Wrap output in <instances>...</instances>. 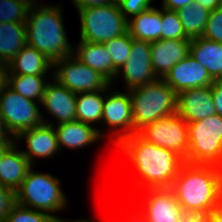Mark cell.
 Instances as JSON below:
<instances>
[{
    "label": "cell",
    "mask_w": 222,
    "mask_h": 222,
    "mask_svg": "<svg viewBox=\"0 0 222 222\" xmlns=\"http://www.w3.org/2000/svg\"><path fill=\"white\" fill-rule=\"evenodd\" d=\"M119 148L139 174L136 187L170 188L185 160L175 151L146 142L137 133L121 140Z\"/></svg>",
    "instance_id": "1"
},
{
    "label": "cell",
    "mask_w": 222,
    "mask_h": 222,
    "mask_svg": "<svg viewBox=\"0 0 222 222\" xmlns=\"http://www.w3.org/2000/svg\"><path fill=\"white\" fill-rule=\"evenodd\" d=\"M170 189L181 208L211 211L222 204V174L216 165L185 162Z\"/></svg>",
    "instance_id": "2"
},
{
    "label": "cell",
    "mask_w": 222,
    "mask_h": 222,
    "mask_svg": "<svg viewBox=\"0 0 222 222\" xmlns=\"http://www.w3.org/2000/svg\"><path fill=\"white\" fill-rule=\"evenodd\" d=\"M62 5L38 4L30 7L26 21L27 45L37 49L52 63L73 55L67 37Z\"/></svg>",
    "instance_id": "3"
},
{
    "label": "cell",
    "mask_w": 222,
    "mask_h": 222,
    "mask_svg": "<svg viewBox=\"0 0 222 222\" xmlns=\"http://www.w3.org/2000/svg\"><path fill=\"white\" fill-rule=\"evenodd\" d=\"M127 91L132 103L134 134L149 123L177 114V94L161 78Z\"/></svg>",
    "instance_id": "4"
},
{
    "label": "cell",
    "mask_w": 222,
    "mask_h": 222,
    "mask_svg": "<svg viewBox=\"0 0 222 222\" xmlns=\"http://www.w3.org/2000/svg\"><path fill=\"white\" fill-rule=\"evenodd\" d=\"M28 170L20 188L15 192L16 203L27 208L42 211L55 217V212L67 208V199L61 180L51 173Z\"/></svg>",
    "instance_id": "5"
},
{
    "label": "cell",
    "mask_w": 222,
    "mask_h": 222,
    "mask_svg": "<svg viewBox=\"0 0 222 222\" xmlns=\"http://www.w3.org/2000/svg\"><path fill=\"white\" fill-rule=\"evenodd\" d=\"M77 12L81 41L103 44L128 32V20L116 3L81 8Z\"/></svg>",
    "instance_id": "6"
},
{
    "label": "cell",
    "mask_w": 222,
    "mask_h": 222,
    "mask_svg": "<svg viewBox=\"0 0 222 222\" xmlns=\"http://www.w3.org/2000/svg\"><path fill=\"white\" fill-rule=\"evenodd\" d=\"M187 124L189 149L185 162L217 165L222 155V117L216 113Z\"/></svg>",
    "instance_id": "7"
},
{
    "label": "cell",
    "mask_w": 222,
    "mask_h": 222,
    "mask_svg": "<svg viewBox=\"0 0 222 222\" xmlns=\"http://www.w3.org/2000/svg\"><path fill=\"white\" fill-rule=\"evenodd\" d=\"M24 98L8 85L0 95V116L7 133L16 138L21 132L44 123L40 102Z\"/></svg>",
    "instance_id": "8"
},
{
    "label": "cell",
    "mask_w": 222,
    "mask_h": 222,
    "mask_svg": "<svg viewBox=\"0 0 222 222\" xmlns=\"http://www.w3.org/2000/svg\"><path fill=\"white\" fill-rule=\"evenodd\" d=\"M52 72L53 79L75 93L113 88L105 76L86 66L73 55L55 61Z\"/></svg>",
    "instance_id": "9"
},
{
    "label": "cell",
    "mask_w": 222,
    "mask_h": 222,
    "mask_svg": "<svg viewBox=\"0 0 222 222\" xmlns=\"http://www.w3.org/2000/svg\"><path fill=\"white\" fill-rule=\"evenodd\" d=\"M137 134L146 142L175 151L184 159L189 149L188 124L174 114L145 125Z\"/></svg>",
    "instance_id": "10"
},
{
    "label": "cell",
    "mask_w": 222,
    "mask_h": 222,
    "mask_svg": "<svg viewBox=\"0 0 222 222\" xmlns=\"http://www.w3.org/2000/svg\"><path fill=\"white\" fill-rule=\"evenodd\" d=\"M109 91L110 89H106L101 123L106 124L111 131L115 130L111 132V138L116 146L121 140L134 134L132 103L127 90L119 92L112 89L108 94Z\"/></svg>",
    "instance_id": "11"
},
{
    "label": "cell",
    "mask_w": 222,
    "mask_h": 222,
    "mask_svg": "<svg viewBox=\"0 0 222 222\" xmlns=\"http://www.w3.org/2000/svg\"><path fill=\"white\" fill-rule=\"evenodd\" d=\"M122 77L125 90H130L156 81L151 64L150 42L132 38L131 52L128 60L116 73L115 79Z\"/></svg>",
    "instance_id": "12"
},
{
    "label": "cell",
    "mask_w": 222,
    "mask_h": 222,
    "mask_svg": "<svg viewBox=\"0 0 222 222\" xmlns=\"http://www.w3.org/2000/svg\"><path fill=\"white\" fill-rule=\"evenodd\" d=\"M140 211L149 222H181V205L170 188L145 189Z\"/></svg>",
    "instance_id": "13"
},
{
    "label": "cell",
    "mask_w": 222,
    "mask_h": 222,
    "mask_svg": "<svg viewBox=\"0 0 222 222\" xmlns=\"http://www.w3.org/2000/svg\"><path fill=\"white\" fill-rule=\"evenodd\" d=\"M51 80L53 82L47 84L40 105L57 121L56 124L53 122L50 123L45 117L43 118L44 123L59 125L76 121L77 93L60 85L55 79L51 78Z\"/></svg>",
    "instance_id": "14"
},
{
    "label": "cell",
    "mask_w": 222,
    "mask_h": 222,
    "mask_svg": "<svg viewBox=\"0 0 222 222\" xmlns=\"http://www.w3.org/2000/svg\"><path fill=\"white\" fill-rule=\"evenodd\" d=\"M163 80L176 94L189 88L211 86L214 79L208 70L198 63L190 54L176 63Z\"/></svg>",
    "instance_id": "15"
},
{
    "label": "cell",
    "mask_w": 222,
    "mask_h": 222,
    "mask_svg": "<svg viewBox=\"0 0 222 222\" xmlns=\"http://www.w3.org/2000/svg\"><path fill=\"white\" fill-rule=\"evenodd\" d=\"M25 140L26 150H21L25 157L33 166L37 158H51L60 152L57 135L53 125L43 123L29 130L21 132L16 138L15 143L19 144ZM19 141V142H18ZM36 159V161H35Z\"/></svg>",
    "instance_id": "16"
},
{
    "label": "cell",
    "mask_w": 222,
    "mask_h": 222,
    "mask_svg": "<svg viewBox=\"0 0 222 222\" xmlns=\"http://www.w3.org/2000/svg\"><path fill=\"white\" fill-rule=\"evenodd\" d=\"M177 114L187 123L216 114L211 86L189 88L177 94Z\"/></svg>",
    "instance_id": "17"
},
{
    "label": "cell",
    "mask_w": 222,
    "mask_h": 222,
    "mask_svg": "<svg viewBox=\"0 0 222 222\" xmlns=\"http://www.w3.org/2000/svg\"><path fill=\"white\" fill-rule=\"evenodd\" d=\"M191 39L155 40L150 43L152 69L163 79L170 69L190 54Z\"/></svg>",
    "instance_id": "18"
},
{
    "label": "cell",
    "mask_w": 222,
    "mask_h": 222,
    "mask_svg": "<svg viewBox=\"0 0 222 222\" xmlns=\"http://www.w3.org/2000/svg\"><path fill=\"white\" fill-rule=\"evenodd\" d=\"M53 126L57 135L60 151L62 146L71 150H78L101 142L102 139L96 127L77 120Z\"/></svg>",
    "instance_id": "19"
},
{
    "label": "cell",
    "mask_w": 222,
    "mask_h": 222,
    "mask_svg": "<svg viewBox=\"0 0 222 222\" xmlns=\"http://www.w3.org/2000/svg\"><path fill=\"white\" fill-rule=\"evenodd\" d=\"M31 167L29 160L15 143L0 161V185L16 192Z\"/></svg>",
    "instance_id": "20"
},
{
    "label": "cell",
    "mask_w": 222,
    "mask_h": 222,
    "mask_svg": "<svg viewBox=\"0 0 222 222\" xmlns=\"http://www.w3.org/2000/svg\"><path fill=\"white\" fill-rule=\"evenodd\" d=\"M190 55L208 70L214 80L222 79V43L202 36L192 38Z\"/></svg>",
    "instance_id": "21"
},
{
    "label": "cell",
    "mask_w": 222,
    "mask_h": 222,
    "mask_svg": "<svg viewBox=\"0 0 222 222\" xmlns=\"http://www.w3.org/2000/svg\"><path fill=\"white\" fill-rule=\"evenodd\" d=\"M8 74L47 75L53 63L37 49L26 45L7 65Z\"/></svg>",
    "instance_id": "22"
},
{
    "label": "cell",
    "mask_w": 222,
    "mask_h": 222,
    "mask_svg": "<svg viewBox=\"0 0 222 222\" xmlns=\"http://www.w3.org/2000/svg\"><path fill=\"white\" fill-rule=\"evenodd\" d=\"M106 47L101 43L79 40L73 56L80 62L98 71L112 83V59Z\"/></svg>",
    "instance_id": "23"
},
{
    "label": "cell",
    "mask_w": 222,
    "mask_h": 222,
    "mask_svg": "<svg viewBox=\"0 0 222 222\" xmlns=\"http://www.w3.org/2000/svg\"><path fill=\"white\" fill-rule=\"evenodd\" d=\"M161 9L152 8L128 20V32L133 39L147 42L161 40Z\"/></svg>",
    "instance_id": "24"
},
{
    "label": "cell",
    "mask_w": 222,
    "mask_h": 222,
    "mask_svg": "<svg viewBox=\"0 0 222 222\" xmlns=\"http://www.w3.org/2000/svg\"><path fill=\"white\" fill-rule=\"evenodd\" d=\"M26 45V23H0V64L7 65Z\"/></svg>",
    "instance_id": "25"
},
{
    "label": "cell",
    "mask_w": 222,
    "mask_h": 222,
    "mask_svg": "<svg viewBox=\"0 0 222 222\" xmlns=\"http://www.w3.org/2000/svg\"><path fill=\"white\" fill-rule=\"evenodd\" d=\"M106 90H99L94 92H79L76 97V120L94 125L98 129L101 137L104 136V132H101L95 124L101 123L102 112Z\"/></svg>",
    "instance_id": "26"
},
{
    "label": "cell",
    "mask_w": 222,
    "mask_h": 222,
    "mask_svg": "<svg viewBox=\"0 0 222 222\" xmlns=\"http://www.w3.org/2000/svg\"><path fill=\"white\" fill-rule=\"evenodd\" d=\"M47 75L8 74V86L24 98L41 103L49 81Z\"/></svg>",
    "instance_id": "27"
},
{
    "label": "cell",
    "mask_w": 222,
    "mask_h": 222,
    "mask_svg": "<svg viewBox=\"0 0 222 222\" xmlns=\"http://www.w3.org/2000/svg\"><path fill=\"white\" fill-rule=\"evenodd\" d=\"M183 29L189 38L201 37L205 30L210 11L194 2L177 11Z\"/></svg>",
    "instance_id": "28"
},
{
    "label": "cell",
    "mask_w": 222,
    "mask_h": 222,
    "mask_svg": "<svg viewBox=\"0 0 222 222\" xmlns=\"http://www.w3.org/2000/svg\"><path fill=\"white\" fill-rule=\"evenodd\" d=\"M109 52L112 59V83L115 81L116 73L120 70V68L124 65V63L128 60L131 46H132V37L129 32L119 36L112 38L105 43H103Z\"/></svg>",
    "instance_id": "29"
},
{
    "label": "cell",
    "mask_w": 222,
    "mask_h": 222,
    "mask_svg": "<svg viewBox=\"0 0 222 222\" xmlns=\"http://www.w3.org/2000/svg\"><path fill=\"white\" fill-rule=\"evenodd\" d=\"M161 20V40L191 39L186 35L177 11L161 7Z\"/></svg>",
    "instance_id": "30"
},
{
    "label": "cell",
    "mask_w": 222,
    "mask_h": 222,
    "mask_svg": "<svg viewBox=\"0 0 222 222\" xmlns=\"http://www.w3.org/2000/svg\"><path fill=\"white\" fill-rule=\"evenodd\" d=\"M30 7L23 0H0V23H26Z\"/></svg>",
    "instance_id": "31"
},
{
    "label": "cell",
    "mask_w": 222,
    "mask_h": 222,
    "mask_svg": "<svg viewBox=\"0 0 222 222\" xmlns=\"http://www.w3.org/2000/svg\"><path fill=\"white\" fill-rule=\"evenodd\" d=\"M53 217L45 212L23 207L15 203L4 222H52Z\"/></svg>",
    "instance_id": "32"
},
{
    "label": "cell",
    "mask_w": 222,
    "mask_h": 222,
    "mask_svg": "<svg viewBox=\"0 0 222 222\" xmlns=\"http://www.w3.org/2000/svg\"><path fill=\"white\" fill-rule=\"evenodd\" d=\"M202 37L222 43V8L210 11Z\"/></svg>",
    "instance_id": "33"
},
{
    "label": "cell",
    "mask_w": 222,
    "mask_h": 222,
    "mask_svg": "<svg viewBox=\"0 0 222 222\" xmlns=\"http://www.w3.org/2000/svg\"><path fill=\"white\" fill-rule=\"evenodd\" d=\"M154 0H121L118 5L121 13L129 20L134 16L152 8Z\"/></svg>",
    "instance_id": "34"
},
{
    "label": "cell",
    "mask_w": 222,
    "mask_h": 222,
    "mask_svg": "<svg viewBox=\"0 0 222 222\" xmlns=\"http://www.w3.org/2000/svg\"><path fill=\"white\" fill-rule=\"evenodd\" d=\"M15 203V192L10 188L0 185V222H4Z\"/></svg>",
    "instance_id": "35"
},
{
    "label": "cell",
    "mask_w": 222,
    "mask_h": 222,
    "mask_svg": "<svg viewBox=\"0 0 222 222\" xmlns=\"http://www.w3.org/2000/svg\"><path fill=\"white\" fill-rule=\"evenodd\" d=\"M209 210L182 208L181 222H209Z\"/></svg>",
    "instance_id": "36"
},
{
    "label": "cell",
    "mask_w": 222,
    "mask_h": 222,
    "mask_svg": "<svg viewBox=\"0 0 222 222\" xmlns=\"http://www.w3.org/2000/svg\"><path fill=\"white\" fill-rule=\"evenodd\" d=\"M211 94L216 108V113L222 117V79H215L211 84Z\"/></svg>",
    "instance_id": "37"
},
{
    "label": "cell",
    "mask_w": 222,
    "mask_h": 222,
    "mask_svg": "<svg viewBox=\"0 0 222 222\" xmlns=\"http://www.w3.org/2000/svg\"><path fill=\"white\" fill-rule=\"evenodd\" d=\"M195 0H162V6L163 8L178 11L179 9H182L184 6L189 5L191 3H194Z\"/></svg>",
    "instance_id": "38"
},
{
    "label": "cell",
    "mask_w": 222,
    "mask_h": 222,
    "mask_svg": "<svg viewBox=\"0 0 222 222\" xmlns=\"http://www.w3.org/2000/svg\"><path fill=\"white\" fill-rule=\"evenodd\" d=\"M76 10L86 7L102 6L110 4V0H72Z\"/></svg>",
    "instance_id": "39"
},
{
    "label": "cell",
    "mask_w": 222,
    "mask_h": 222,
    "mask_svg": "<svg viewBox=\"0 0 222 222\" xmlns=\"http://www.w3.org/2000/svg\"><path fill=\"white\" fill-rule=\"evenodd\" d=\"M8 85V70L7 66L0 64V95L4 88Z\"/></svg>",
    "instance_id": "40"
},
{
    "label": "cell",
    "mask_w": 222,
    "mask_h": 222,
    "mask_svg": "<svg viewBox=\"0 0 222 222\" xmlns=\"http://www.w3.org/2000/svg\"><path fill=\"white\" fill-rule=\"evenodd\" d=\"M195 2L200 3L209 11L220 8V0H195Z\"/></svg>",
    "instance_id": "41"
},
{
    "label": "cell",
    "mask_w": 222,
    "mask_h": 222,
    "mask_svg": "<svg viewBox=\"0 0 222 222\" xmlns=\"http://www.w3.org/2000/svg\"><path fill=\"white\" fill-rule=\"evenodd\" d=\"M209 222H222V204L210 211Z\"/></svg>",
    "instance_id": "42"
},
{
    "label": "cell",
    "mask_w": 222,
    "mask_h": 222,
    "mask_svg": "<svg viewBox=\"0 0 222 222\" xmlns=\"http://www.w3.org/2000/svg\"><path fill=\"white\" fill-rule=\"evenodd\" d=\"M0 144H15V138L7 133L4 126H0Z\"/></svg>",
    "instance_id": "43"
},
{
    "label": "cell",
    "mask_w": 222,
    "mask_h": 222,
    "mask_svg": "<svg viewBox=\"0 0 222 222\" xmlns=\"http://www.w3.org/2000/svg\"><path fill=\"white\" fill-rule=\"evenodd\" d=\"M124 222H127V220ZM128 222H149V221L140 210L139 211L137 210L136 214L134 213L130 219L128 218Z\"/></svg>",
    "instance_id": "44"
},
{
    "label": "cell",
    "mask_w": 222,
    "mask_h": 222,
    "mask_svg": "<svg viewBox=\"0 0 222 222\" xmlns=\"http://www.w3.org/2000/svg\"><path fill=\"white\" fill-rule=\"evenodd\" d=\"M52 222H99L97 220H93V219H86V218H81V219H75V220H70L68 221L67 219L64 218H60V216L58 217L57 215L55 217H53V221ZM101 222V221H100ZM103 222V221H102Z\"/></svg>",
    "instance_id": "45"
},
{
    "label": "cell",
    "mask_w": 222,
    "mask_h": 222,
    "mask_svg": "<svg viewBox=\"0 0 222 222\" xmlns=\"http://www.w3.org/2000/svg\"><path fill=\"white\" fill-rule=\"evenodd\" d=\"M14 144H0V161L5 155V153L13 146Z\"/></svg>",
    "instance_id": "46"
},
{
    "label": "cell",
    "mask_w": 222,
    "mask_h": 222,
    "mask_svg": "<svg viewBox=\"0 0 222 222\" xmlns=\"http://www.w3.org/2000/svg\"><path fill=\"white\" fill-rule=\"evenodd\" d=\"M23 1L27 2L31 6L40 4V3H38L39 1H37V0H23Z\"/></svg>",
    "instance_id": "47"
},
{
    "label": "cell",
    "mask_w": 222,
    "mask_h": 222,
    "mask_svg": "<svg viewBox=\"0 0 222 222\" xmlns=\"http://www.w3.org/2000/svg\"><path fill=\"white\" fill-rule=\"evenodd\" d=\"M216 167L219 169V171L222 174V155L220 157L219 163L216 165Z\"/></svg>",
    "instance_id": "48"
},
{
    "label": "cell",
    "mask_w": 222,
    "mask_h": 222,
    "mask_svg": "<svg viewBox=\"0 0 222 222\" xmlns=\"http://www.w3.org/2000/svg\"><path fill=\"white\" fill-rule=\"evenodd\" d=\"M121 0H110L111 3H116L118 4Z\"/></svg>",
    "instance_id": "49"
},
{
    "label": "cell",
    "mask_w": 222,
    "mask_h": 222,
    "mask_svg": "<svg viewBox=\"0 0 222 222\" xmlns=\"http://www.w3.org/2000/svg\"><path fill=\"white\" fill-rule=\"evenodd\" d=\"M0 126H3V124H2V120H1V116H0Z\"/></svg>",
    "instance_id": "50"
},
{
    "label": "cell",
    "mask_w": 222,
    "mask_h": 222,
    "mask_svg": "<svg viewBox=\"0 0 222 222\" xmlns=\"http://www.w3.org/2000/svg\"><path fill=\"white\" fill-rule=\"evenodd\" d=\"M220 8H222V0H220Z\"/></svg>",
    "instance_id": "51"
}]
</instances>
